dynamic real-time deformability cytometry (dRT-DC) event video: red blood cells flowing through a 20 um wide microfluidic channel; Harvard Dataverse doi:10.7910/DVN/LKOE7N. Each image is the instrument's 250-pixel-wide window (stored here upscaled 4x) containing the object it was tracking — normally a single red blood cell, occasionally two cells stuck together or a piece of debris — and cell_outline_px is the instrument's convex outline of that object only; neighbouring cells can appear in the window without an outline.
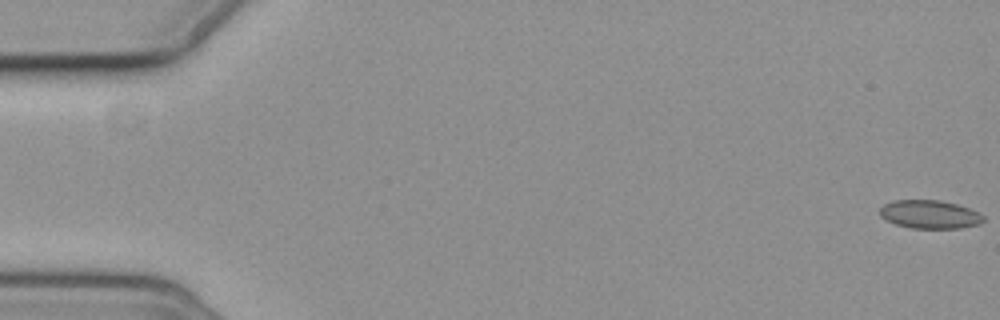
{"species": "common noctule bat (a hibernating species)", "species_latin": "Nyctalus noctula", "temperature_condition": "cold", "stored_images_in_passage": 5, "camera_frame_rate_fps": 3000, "um_per_image_px": 0.085, "animal": {"sex": "female", "body_mass_g": 19.3, "forearm_length_mm": 54.1}, "frame": {"image": 1, "passage_image": 1, "time_ms": 0.0, "image_size_px": [1000, 320], "cell_outline_px": [[984, 220], [980, 224], [960, 228], [912, 228], [896, 224], [880, 216], [880, 208], [884, 204], [892, 200], [940, 200], [956, 204], [968, 208], [984, 216]], "centroid_in_image_um": [79.02, 18.22], "position_along_channel_um": 6.0, "area_um2": 16.99}}
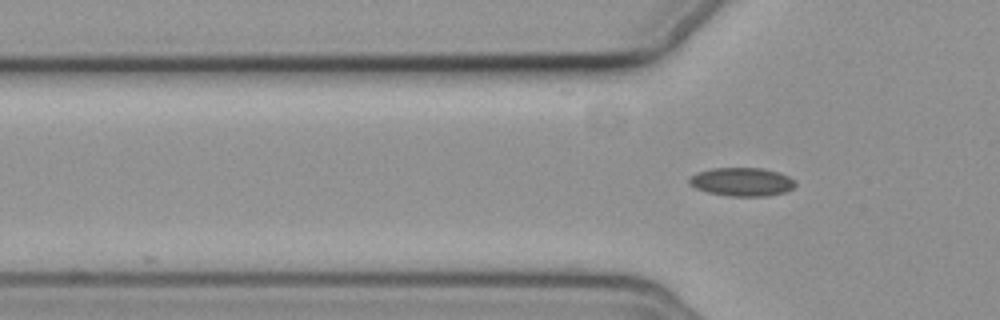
{"frame": {"image": 2, "passage_image": 5, "time_ms": 6.0, "image_size_px": [1000, 320], "cell_outline_px": [[796, 184], [792, 188], [784, 192], [768, 196], [728, 196], [708, 192], [696, 188], [688, 184], [688, 180], [696, 172], [712, 168], [764, 168], [788, 176], [796, 180]], "centroid_in_image_um": [63.05, 15.45], "position_along_channel_um": 62.7, "area_um2": 17.63}}